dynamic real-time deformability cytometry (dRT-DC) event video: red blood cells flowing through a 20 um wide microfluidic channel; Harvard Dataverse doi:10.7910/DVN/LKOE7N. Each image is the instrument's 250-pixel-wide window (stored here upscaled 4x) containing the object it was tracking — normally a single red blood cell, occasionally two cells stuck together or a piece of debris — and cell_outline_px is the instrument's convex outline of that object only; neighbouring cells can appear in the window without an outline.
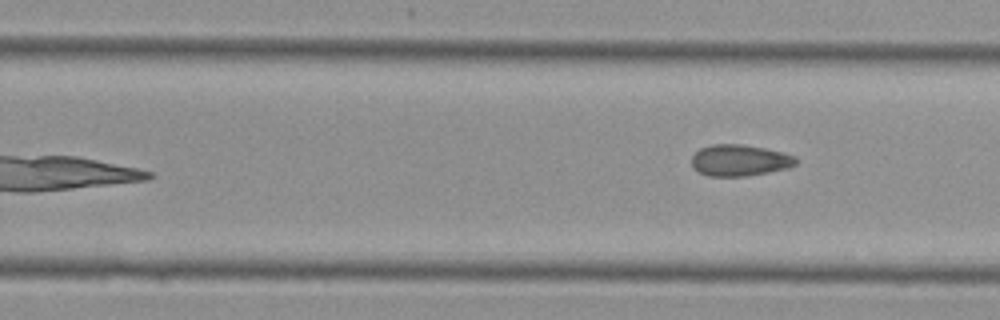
{"species": "Egyptian fruit bat (a non-hibernating species)", "species_latin": "Rousettus aegyptiacus", "temperature_condition": "cold", "stored_images_in_passage": 14, "segment_of_instrument_passage": [2, 2], "camera_frame_rate_fps": 3000, "um_per_image_px": 0.085, "animal": {"sex": "female"}, "frame": {"image": 1, "passage_image": 14, "time_ms": 4.333, "image_size_px": [1000, 320], "cell_outline_px": [[796, 164], [788, 168], [748, 176], [708, 176], [692, 168], [692, 156], [700, 148], [712, 144], [740, 144], [764, 148], [784, 152], [796, 156]], "centroid_in_image_um": [62.87, 13.63], "position_along_channel_um": 266.9, "area_um2": 19.13}}